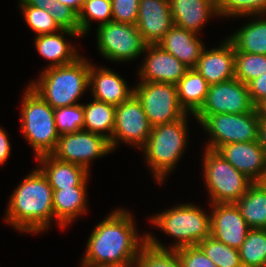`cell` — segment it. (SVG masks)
<instances>
[{
	"label": "cell",
	"instance_id": "ffe728a7",
	"mask_svg": "<svg viewBox=\"0 0 266 267\" xmlns=\"http://www.w3.org/2000/svg\"><path fill=\"white\" fill-rule=\"evenodd\" d=\"M197 36V33L174 24L157 45L176 57L187 68H195L205 47Z\"/></svg>",
	"mask_w": 266,
	"mask_h": 267
},
{
	"label": "cell",
	"instance_id": "4dcf8cb0",
	"mask_svg": "<svg viewBox=\"0 0 266 267\" xmlns=\"http://www.w3.org/2000/svg\"><path fill=\"white\" fill-rule=\"evenodd\" d=\"M197 246L217 267H243L238 249L225 245L211 236L199 242Z\"/></svg>",
	"mask_w": 266,
	"mask_h": 267
},
{
	"label": "cell",
	"instance_id": "83f0119b",
	"mask_svg": "<svg viewBox=\"0 0 266 267\" xmlns=\"http://www.w3.org/2000/svg\"><path fill=\"white\" fill-rule=\"evenodd\" d=\"M260 18L248 22L229 36L236 52L266 55V19Z\"/></svg>",
	"mask_w": 266,
	"mask_h": 267
},
{
	"label": "cell",
	"instance_id": "d6986e66",
	"mask_svg": "<svg viewBox=\"0 0 266 267\" xmlns=\"http://www.w3.org/2000/svg\"><path fill=\"white\" fill-rule=\"evenodd\" d=\"M95 67L91 65L89 72V87L94 99L118 106L134 94L133 87L130 89L112 69Z\"/></svg>",
	"mask_w": 266,
	"mask_h": 267
},
{
	"label": "cell",
	"instance_id": "cb8c5ba5",
	"mask_svg": "<svg viewBox=\"0 0 266 267\" xmlns=\"http://www.w3.org/2000/svg\"><path fill=\"white\" fill-rule=\"evenodd\" d=\"M40 161L39 169L47 178L53 190L78 186L89 172L82 166L59 160L51 154L37 157Z\"/></svg>",
	"mask_w": 266,
	"mask_h": 267
},
{
	"label": "cell",
	"instance_id": "44dd1931",
	"mask_svg": "<svg viewBox=\"0 0 266 267\" xmlns=\"http://www.w3.org/2000/svg\"><path fill=\"white\" fill-rule=\"evenodd\" d=\"M169 4L173 23L197 34L208 18L218 16L216 0H169Z\"/></svg>",
	"mask_w": 266,
	"mask_h": 267
},
{
	"label": "cell",
	"instance_id": "d4e9b609",
	"mask_svg": "<svg viewBox=\"0 0 266 267\" xmlns=\"http://www.w3.org/2000/svg\"><path fill=\"white\" fill-rule=\"evenodd\" d=\"M208 82L194 68L186 71L182 79L176 84L178 100L183 110L193 116L203 106L208 89Z\"/></svg>",
	"mask_w": 266,
	"mask_h": 267
},
{
	"label": "cell",
	"instance_id": "5bb4252c",
	"mask_svg": "<svg viewBox=\"0 0 266 267\" xmlns=\"http://www.w3.org/2000/svg\"><path fill=\"white\" fill-rule=\"evenodd\" d=\"M210 236L232 248L239 249L250 227L235 203L212 204Z\"/></svg>",
	"mask_w": 266,
	"mask_h": 267
},
{
	"label": "cell",
	"instance_id": "2e32d148",
	"mask_svg": "<svg viewBox=\"0 0 266 267\" xmlns=\"http://www.w3.org/2000/svg\"><path fill=\"white\" fill-rule=\"evenodd\" d=\"M217 152L254 183L264 181L266 159L258 140L225 144Z\"/></svg>",
	"mask_w": 266,
	"mask_h": 267
},
{
	"label": "cell",
	"instance_id": "484cf974",
	"mask_svg": "<svg viewBox=\"0 0 266 267\" xmlns=\"http://www.w3.org/2000/svg\"><path fill=\"white\" fill-rule=\"evenodd\" d=\"M250 228L266 229V185L253 183L235 203Z\"/></svg>",
	"mask_w": 266,
	"mask_h": 267
},
{
	"label": "cell",
	"instance_id": "603a6c76",
	"mask_svg": "<svg viewBox=\"0 0 266 267\" xmlns=\"http://www.w3.org/2000/svg\"><path fill=\"white\" fill-rule=\"evenodd\" d=\"M87 180L88 176L78 186L53 190L54 218L60 227L65 228L87 211Z\"/></svg>",
	"mask_w": 266,
	"mask_h": 267
},
{
	"label": "cell",
	"instance_id": "7bdbcfd3",
	"mask_svg": "<svg viewBox=\"0 0 266 267\" xmlns=\"http://www.w3.org/2000/svg\"><path fill=\"white\" fill-rule=\"evenodd\" d=\"M258 142L263 150L266 159V121L262 119L259 122Z\"/></svg>",
	"mask_w": 266,
	"mask_h": 267
},
{
	"label": "cell",
	"instance_id": "8fae6325",
	"mask_svg": "<svg viewBox=\"0 0 266 267\" xmlns=\"http://www.w3.org/2000/svg\"><path fill=\"white\" fill-rule=\"evenodd\" d=\"M111 151L108 139L82 129L60 135L50 154L59 160L80 165L89 172L92 159L100 158Z\"/></svg>",
	"mask_w": 266,
	"mask_h": 267
},
{
	"label": "cell",
	"instance_id": "52a82bcc",
	"mask_svg": "<svg viewBox=\"0 0 266 267\" xmlns=\"http://www.w3.org/2000/svg\"><path fill=\"white\" fill-rule=\"evenodd\" d=\"M203 176L211 203H236L254 183L216 150L205 148Z\"/></svg>",
	"mask_w": 266,
	"mask_h": 267
},
{
	"label": "cell",
	"instance_id": "4fadbf2b",
	"mask_svg": "<svg viewBox=\"0 0 266 267\" xmlns=\"http://www.w3.org/2000/svg\"><path fill=\"white\" fill-rule=\"evenodd\" d=\"M255 108L247 85L233 78L210 85L206 100L195 115L243 114L252 112Z\"/></svg>",
	"mask_w": 266,
	"mask_h": 267
},
{
	"label": "cell",
	"instance_id": "30bf717a",
	"mask_svg": "<svg viewBox=\"0 0 266 267\" xmlns=\"http://www.w3.org/2000/svg\"><path fill=\"white\" fill-rule=\"evenodd\" d=\"M97 48L102 57L120 62L136 59L148 45L136 25L110 21L97 26Z\"/></svg>",
	"mask_w": 266,
	"mask_h": 267
},
{
	"label": "cell",
	"instance_id": "7a4b0ae2",
	"mask_svg": "<svg viewBox=\"0 0 266 267\" xmlns=\"http://www.w3.org/2000/svg\"><path fill=\"white\" fill-rule=\"evenodd\" d=\"M52 198L53 189L47 178L39 168L34 169L9 198L6 222L21 232L45 231L54 218Z\"/></svg>",
	"mask_w": 266,
	"mask_h": 267
},
{
	"label": "cell",
	"instance_id": "277c9868",
	"mask_svg": "<svg viewBox=\"0 0 266 267\" xmlns=\"http://www.w3.org/2000/svg\"><path fill=\"white\" fill-rule=\"evenodd\" d=\"M187 132V115L177 121L152 127L141 149L158 183H162L179 162L187 146Z\"/></svg>",
	"mask_w": 266,
	"mask_h": 267
},
{
	"label": "cell",
	"instance_id": "e575fe53",
	"mask_svg": "<svg viewBox=\"0 0 266 267\" xmlns=\"http://www.w3.org/2000/svg\"><path fill=\"white\" fill-rule=\"evenodd\" d=\"M20 8L27 26L36 33V36L55 33L62 29L48 11L32 6H20Z\"/></svg>",
	"mask_w": 266,
	"mask_h": 267
},
{
	"label": "cell",
	"instance_id": "b9f144b4",
	"mask_svg": "<svg viewBox=\"0 0 266 267\" xmlns=\"http://www.w3.org/2000/svg\"><path fill=\"white\" fill-rule=\"evenodd\" d=\"M54 5V0H19V6H32L46 11H50Z\"/></svg>",
	"mask_w": 266,
	"mask_h": 267
},
{
	"label": "cell",
	"instance_id": "ac0fdd59",
	"mask_svg": "<svg viewBox=\"0 0 266 267\" xmlns=\"http://www.w3.org/2000/svg\"><path fill=\"white\" fill-rule=\"evenodd\" d=\"M194 69L209 85L235 78V47L233 43L226 38L218 48L206 50L204 47Z\"/></svg>",
	"mask_w": 266,
	"mask_h": 267
},
{
	"label": "cell",
	"instance_id": "3957f363",
	"mask_svg": "<svg viewBox=\"0 0 266 267\" xmlns=\"http://www.w3.org/2000/svg\"><path fill=\"white\" fill-rule=\"evenodd\" d=\"M90 66L80 56L73 63L45 68L29 86L53 109L74 106L89 87Z\"/></svg>",
	"mask_w": 266,
	"mask_h": 267
},
{
	"label": "cell",
	"instance_id": "ba28073f",
	"mask_svg": "<svg viewBox=\"0 0 266 267\" xmlns=\"http://www.w3.org/2000/svg\"><path fill=\"white\" fill-rule=\"evenodd\" d=\"M209 134L207 149L218 150L222 145L258 140L260 116L255 108L243 114L220 113L194 115Z\"/></svg>",
	"mask_w": 266,
	"mask_h": 267
},
{
	"label": "cell",
	"instance_id": "5b68a950",
	"mask_svg": "<svg viewBox=\"0 0 266 267\" xmlns=\"http://www.w3.org/2000/svg\"><path fill=\"white\" fill-rule=\"evenodd\" d=\"M21 106V130L32 146L35 156L50 154L60 137L55 123L54 109L29 85Z\"/></svg>",
	"mask_w": 266,
	"mask_h": 267
},
{
	"label": "cell",
	"instance_id": "74e56055",
	"mask_svg": "<svg viewBox=\"0 0 266 267\" xmlns=\"http://www.w3.org/2000/svg\"><path fill=\"white\" fill-rule=\"evenodd\" d=\"M176 250L181 267H217L197 245L181 247Z\"/></svg>",
	"mask_w": 266,
	"mask_h": 267
},
{
	"label": "cell",
	"instance_id": "f1b7e54d",
	"mask_svg": "<svg viewBox=\"0 0 266 267\" xmlns=\"http://www.w3.org/2000/svg\"><path fill=\"white\" fill-rule=\"evenodd\" d=\"M140 247L134 267H181L176 249L166 248L151 234Z\"/></svg>",
	"mask_w": 266,
	"mask_h": 267
},
{
	"label": "cell",
	"instance_id": "4316f807",
	"mask_svg": "<svg viewBox=\"0 0 266 267\" xmlns=\"http://www.w3.org/2000/svg\"><path fill=\"white\" fill-rule=\"evenodd\" d=\"M115 109L116 106L96 99L83 105V130L104 136L110 141L113 136L115 125Z\"/></svg>",
	"mask_w": 266,
	"mask_h": 267
},
{
	"label": "cell",
	"instance_id": "d6a6232c",
	"mask_svg": "<svg viewBox=\"0 0 266 267\" xmlns=\"http://www.w3.org/2000/svg\"><path fill=\"white\" fill-rule=\"evenodd\" d=\"M266 72V55L235 51V78L246 85Z\"/></svg>",
	"mask_w": 266,
	"mask_h": 267
},
{
	"label": "cell",
	"instance_id": "6da1fadb",
	"mask_svg": "<svg viewBox=\"0 0 266 267\" xmlns=\"http://www.w3.org/2000/svg\"><path fill=\"white\" fill-rule=\"evenodd\" d=\"M131 215L125 209H117L92 230L82 267L135 266L140 247L147 237L146 234L139 237Z\"/></svg>",
	"mask_w": 266,
	"mask_h": 267
},
{
	"label": "cell",
	"instance_id": "836d02e7",
	"mask_svg": "<svg viewBox=\"0 0 266 267\" xmlns=\"http://www.w3.org/2000/svg\"><path fill=\"white\" fill-rule=\"evenodd\" d=\"M218 16H262L266 14V0H216Z\"/></svg>",
	"mask_w": 266,
	"mask_h": 267
},
{
	"label": "cell",
	"instance_id": "f546056e",
	"mask_svg": "<svg viewBox=\"0 0 266 267\" xmlns=\"http://www.w3.org/2000/svg\"><path fill=\"white\" fill-rule=\"evenodd\" d=\"M238 251L243 267H266V229L250 228Z\"/></svg>",
	"mask_w": 266,
	"mask_h": 267
},
{
	"label": "cell",
	"instance_id": "8d00e7d4",
	"mask_svg": "<svg viewBox=\"0 0 266 267\" xmlns=\"http://www.w3.org/2000/svg\"><path fill=\"white\" fill-rule=\"evenodd\" d=\"M140 0H111L112 21L136 25Z\"/></svg>",
	"mask_w": 266,
	"mask_h": 267
},
{
	"label": "cell",
	"instance_id": "1f68e13d",
	"mask_svg": "<svg viewBox=\"0 0 266 267\" xmlns=\"http://www.w3.org/2000/svg\"><path fill=\"white\" fill-rule=\"evenodd\" d=\"M100 21L99 25L112 21V2L111 0H89L83 3L82 9L78 14L79 32L86 35L90 29V19Z\"/></svg>",
	"mask_w": 266,
	"mask_h": 267
},
{
	"label": "cell",
	"instance_id": "e0dca14e",
	"mask_svg": "<svg viewBox=\"0 0 266 267\" xmlns=\"http://www.w3.org/2000/svg\"><path fill=\"white\" fill-rule=\"evenodd\" d=\"M174 25L169 0H140L137 29L147 44H158Z\"/></svg>",
	"mask_w": 266,
	"mask_h": 267
},
{
	"label": "cell",
	"instance_id": "f6af8a7d",
	"mask_svg": "<svg viewBox=\"0 0 266 267\" xmlns=\"http://www.w3.org/2000/svg\"><path fill=\"white\" fill-rule=\"evenodd\" d=\"M260 119L266 121V98L256 106Z\"/></svg>",
	"mask_w": 266,
	"mask_h": 267
},
{
	"label": "cell",
	"instance_id": "d590c367",
	"mask_svg": "<svg viewBox=\"0 0 266 267\" xmlns=\"http://www.w3.org/2000/svg\"><path fill=\"white\" fill-rule=\"evenodd\" d=\"M55 123L59 135L73 133L84 128L83 105L54 109Z\"/></svg>",
	"mask_w": 266,
	"mask_h": 267
},
{
	"label": "cell",
	"instance_id": "7402d4cb",
	"mask_svg": "<svg viewBox=\"0 0 266 267\" xmlns=\"http://www.w3.org/2000/svg\"><path fill=\"white\" fill-rule=\"evenodd\" d=\"M61 33V34H60ZM71 37H81L80 32L61 29L59 33H50L36 36L34 40L35 47L43 58L50 60V65L46 68L57 67L73 63L80 57L75 47L66 42L64 35Z\"/></svg>",
	"mask_w": 266,
	"mask_h": 267
},
{
	"label": "cell",
	"instance_id": "f35d334b",
	"mask_svg": "<svg viewBox=\"0 0 266 267\" xmlns=\"http://www.w3.org/2000/svg\"><path fill=\"white\" fill-rule=\"evenodd\" d=\"M49 13L62 29L79 32L78 15L68 6L54 0Z\"/></svg>",
	"mask_w": 266,
	"mask_h": 267
},
{
	"label": "cell",
	"instance_id": "ab89813d",
	"mask_svg": "<svg viewBox=\"0 0 266 267\" xmlns=\"http://www.w3.org/2000/svg\"><path fill=\"white\" fill-rule=\"evenodd\" d=\"M252 103L257 106L266 98V72L247 84Z\"/></svg>",
	"mask_w": 266,
	"mask_h": 267
},
{
	"label": "cell",
	"instance_id": "9c48e42d",
	"mask_svg": "<svg viewBox=\"0 0 266 267\" xmlns=\"http://www.w3.org/2000/svg\"><path fill=\"white\" fill-rule=\"evenodd\" d=\"M133 89L152 127L177 121L187 115L179 103L174 84L139 82Z\"/></svg>",
	"mask_w": 266,
	"mask_h": 267
},
{
	"label": "cell",
	"instance_id": "60d3db41",
	"mask_svg": "<svg viewBox=\"0 0 266 267\" xmlns=\"http://www.w3.org/2000/svg\"><path fill=\"white\" fill-rule=\"evenodd\" d=\"M8 134L0 127V165L4 164L10 156L11 145Z\"/></svg>",
	"mask_w": 266,
	"mask_h": 267
},
{
	"label": "cell",
	"instance_id": "ee69618b",
	"mask_svg": "<svg viewBox=\"0 0 266 267\" xmlns=\"http://www.w3.org/2000/svg\"><path fill=\"white\" fill-rule=\"evenodd\" d=\"M58 1L71 8L77 15L80 13L83 6L82 0H58Z\"/></svg>",
	"mask_w": 266,
	"mask_h": 267
},
{
	"label": "cell",
	"instance_id": "8992f818",
	"mask_svg": "<svg viewBox=\"0 0 266 267\" xmlns=\"http://www.w3.org/2000/svg\"><path fill=\"white\" fill-rule=\"evenodd\" d=\"M150 221L177 242L170 249L196 246L210 237L211 215L197 205L180 204L151 217Z\"/></svg>",
	"mask_w": 266,
	"mask_h": 267
},
{
	"label": "cell",
	"instance_id": "7c38bea8",
	"mask_svg": "<svg viewBox=\"0 0 266 267\" xmlns=\"http://www.w3.org/2000/svg\"><path fill=\"white\" fill-rule=\"evenodd\" d=\"M152 126L144 113L142 104L133 94L116 106L115 125L110 146L113 151L120 141L142 148L149 138Z\"/></svg>",
	"mask_w": 266,
	"mask_h": 267
},
{
	"label": "cell",
	"instance_id": "9a60e30c",
	"mask_svg": "<svg viewBox=\"0 0 266 267\" xmlns=\"http://www.w3.org/2000/svg\"><path fill=\"white\" fill-rule=\"evenodd\" d=\"M144 52L147 55L138 72L141 82L176 85L189 69L157 44H148Z\"/></svg>",
	"mask_w": 266,
	"mask_h": 267
}]
</instances>
